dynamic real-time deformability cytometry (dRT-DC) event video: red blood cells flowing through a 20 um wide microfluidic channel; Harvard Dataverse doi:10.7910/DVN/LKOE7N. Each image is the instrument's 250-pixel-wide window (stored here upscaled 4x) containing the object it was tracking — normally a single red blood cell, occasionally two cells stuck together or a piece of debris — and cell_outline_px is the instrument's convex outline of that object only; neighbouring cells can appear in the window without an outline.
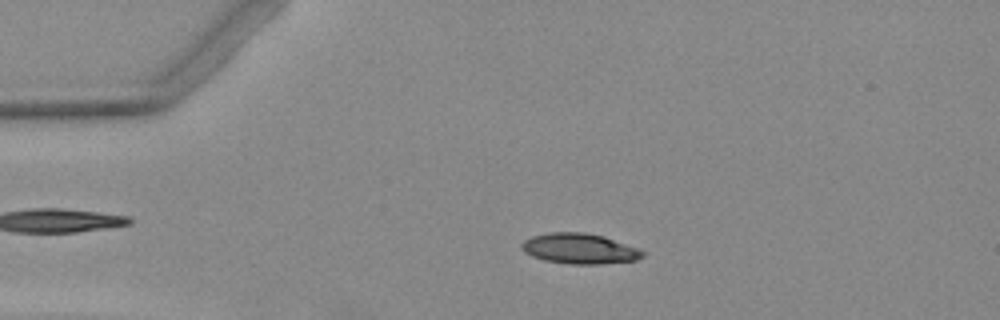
{"species": "Egyptian fruit bat (a non-hibernating species)", "species_latin": "Rousettus aegyptiacus", "temperature_condition": "warm", "stored_images_in_passage": 4, "camera_frame_rate_fps": 3000, "um_per_image_px": 0.085, "animal": {"sex": "female"}, "frame": {"image": 1, "passage_image": 3, "time_ms": 2.333, "image_size_px": [1000, 320], "cell_outline_px": [[644, 256], [636, 260], [600, 264], [568, 264], [544, 260], [532, 256], [524, 252], [520, 248], [520, 244], [524, 240], [532, 236], [548, 232], [584, 232], [604, 236], [640, 248], [644, 252]], "centroid_in_image_um": [49.25, 21.13], "position_along_channel_um": 35.7, "area_um2": 21.68}}